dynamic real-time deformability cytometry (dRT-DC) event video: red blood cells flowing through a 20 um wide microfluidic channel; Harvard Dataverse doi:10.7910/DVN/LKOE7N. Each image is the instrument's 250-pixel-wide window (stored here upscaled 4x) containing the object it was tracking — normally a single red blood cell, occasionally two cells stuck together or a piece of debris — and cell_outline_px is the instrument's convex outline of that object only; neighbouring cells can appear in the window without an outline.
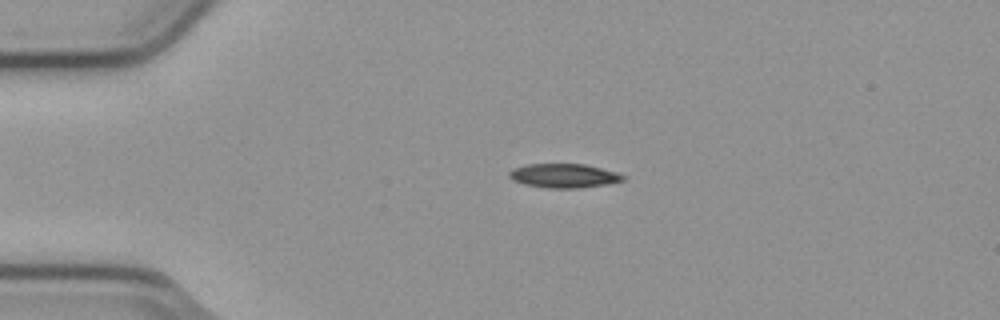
{"species": "common noctule bat (a hibernating species)", "species_latin": "Nyctalus noctula", "temperature_condition": "cold", "stored_images_in_passage": 51, "camera_frame_rate_fps": 3000, "um_per_image_px": 0.085, "animal": {"sex": "male", "body_mass_g": 23.1, "forearm_length_mm": 52.7}, "frame": {"image": 1, "passage_image": 9, "time_ms": 2.667, "image_size_px": [1000, 320], "cell_outline_px": [[624, 180], [604, 184], [580, 188], [548, 188], [524, 184], [512, 180], [508, 176], [508, 172], [512, 168], [528, 164], [584, 164], [616, 172], [624, 176]], "centroid_in_image_um": [47.86, 14.93], "position_along_channel_um": 37.1, "area_um2": 15.84}}
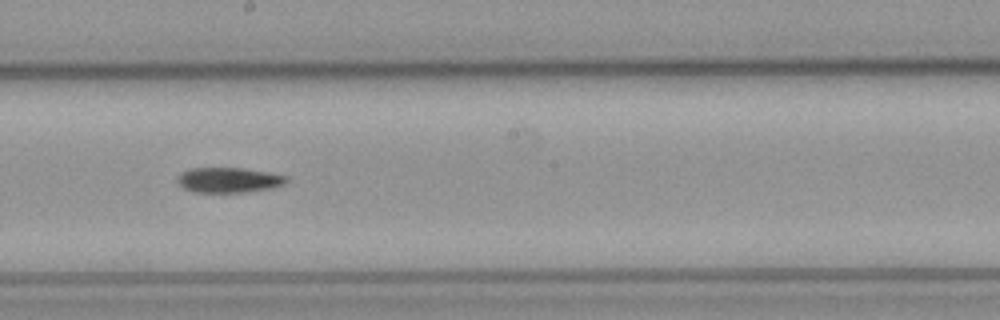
{"frame": {"image": 2, "passage_image": 27, "time_ms": 8.667, "image_size_px": [1000, 320], "cell_outline_px": [[288, 180], [284, 184], [272, 188], [244, 192], [192, 192], [184, 188], [176, 180], [180, 172], [192, 168], [244, 168], [288, 176]], "centroid_in_image_um": [19.43, 15.3], "position_along_channel_um": 228.8, "area_um2": 15.95}}
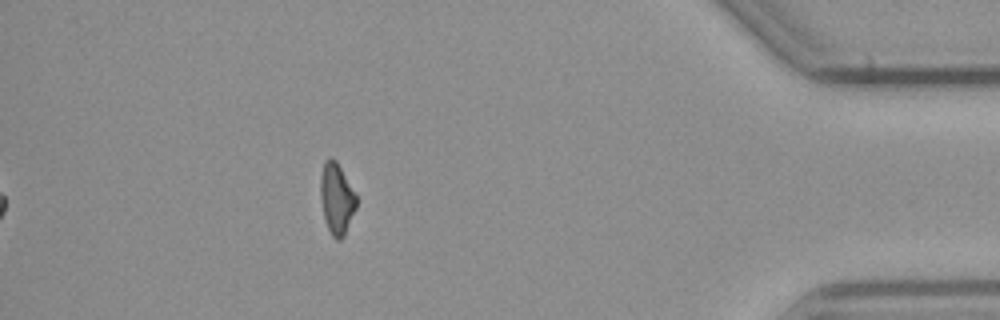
{"frame": {"image": 3, "passage_image": 45, "time_ms": 14.667, "image_size_px": [1000, 320], "cell_outline_px": [[356, 208], [344, 236], [340, 240], [336, 240], [332, 236], [328, 228], [324, 216], [320, 196], [320, 176], [324, 160], [328, 156], [332, 156], [336, 160], [356, 192]], "centroid_in_image_um": [28.61, 16.83], "position_along_channel_um": 406.6, "area_um2": 15.09}, "authors_computed_cell_mechanics": {"area_um2": 15.7794, "velocity_mm_per_s": 3.8053, "shape_relaxation_time_tau1_ms": 7.6431, "shape_relaxation_time_tau2_ms": null, "deformation_change_tau1": 0.1706, "deformation_change_tau2": null}}